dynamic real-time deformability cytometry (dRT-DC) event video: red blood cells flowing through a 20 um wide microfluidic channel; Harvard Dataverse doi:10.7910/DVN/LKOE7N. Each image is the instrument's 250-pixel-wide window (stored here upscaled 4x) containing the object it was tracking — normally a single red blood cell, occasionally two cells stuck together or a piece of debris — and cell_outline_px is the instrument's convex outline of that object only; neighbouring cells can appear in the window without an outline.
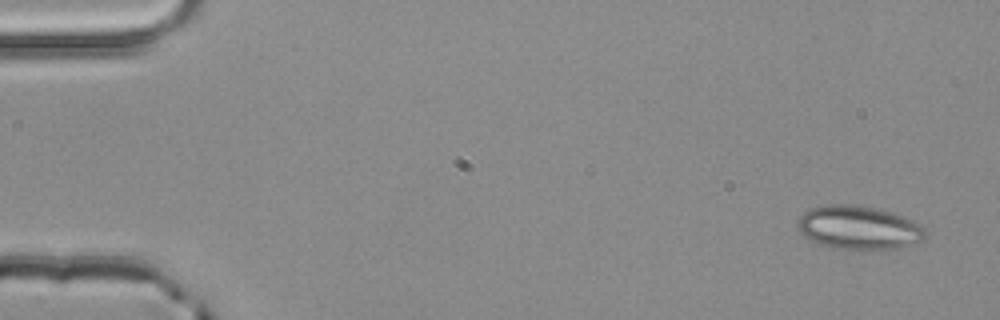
{"species": "common noctule bat (a hibernating species)", "species_latin": "Nyctalus noctula", "temperature_condition": "room temperature", "stored_images_in_passage": 5, "camera_frame_rate_fps": 3000, "um_per_image_px": 0.085, "animal": {"sex": "male", "body_mass_g": 20.4}, "frame": {"image": 1, "passage_image": 1, "time_ms": 0.0, "image_size_px": [1000, 320], "cell_outline_px": [[928, 236], [924, 240], [900, 248], [880, 252], [832, 248], [820, 244], [804, 236], [800, 232], [796, 224], [800, 216], [808, 208], [828, 204], [856, 204], [876, 208], [904, 216], [924, 228]], "centroid_in_image_um": [73.01, 19.38], "position_along_channel_um": 12.0, "area_um2": 33.35}}